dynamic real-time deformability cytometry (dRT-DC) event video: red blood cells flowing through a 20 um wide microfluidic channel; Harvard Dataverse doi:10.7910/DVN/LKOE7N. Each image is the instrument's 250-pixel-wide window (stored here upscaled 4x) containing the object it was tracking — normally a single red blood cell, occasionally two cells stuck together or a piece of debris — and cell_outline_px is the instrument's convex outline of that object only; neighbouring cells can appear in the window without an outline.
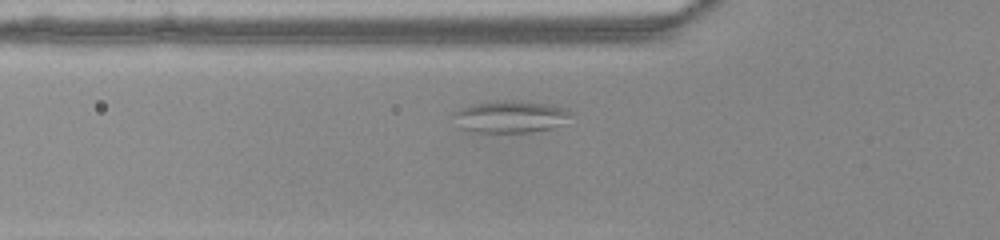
{"species": "common noctule bat (a hibernating species)", "species_latin": "Nyctalus noctula", "temperature_condition": "warm", "stored_images_in_passage": 37, "camera_frame_rate_fps": 3000, "um_per_image_px": 0.085, "animal": {"sex": "female", "body_mass_g": 22.0, "forearm_length_mm": 56.7}, "frame": {"image": 1, "passage_image": 6, "time_ms": 1.667, "image_size_px": [1000, 240], "cell_outline_px": [[572, 112], [564, 124], [552, 128], [528, 132], [476, 132], [460, 128], [448, 116], [452, 112], [460, 108], [472, 104], [508, 100], [520, 100], [552, 104], [564, 108]], "centroid_in_image_um": [43.33, 9.91], "position_along_channel_um": 82.5, "area_um2": 22.31}}
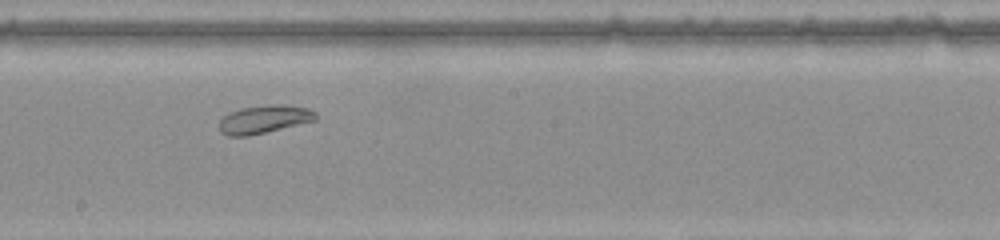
{"frame": {"image": 2, "passage_image": 17, "time_ms": 5.333, "image_size_px": [1000, 240], "cell_outline_px": [[316, 120], [248, 136], [228, 136], [220, 132], [220, 120], [228, 112], [240, 108], [268, 104], [284, 104], [308, 108], [316, 112]], "centroid_in_image_um": [22.43, 10.12], "position_along_channel_um": 225.8, "area_um2": 15.84}}
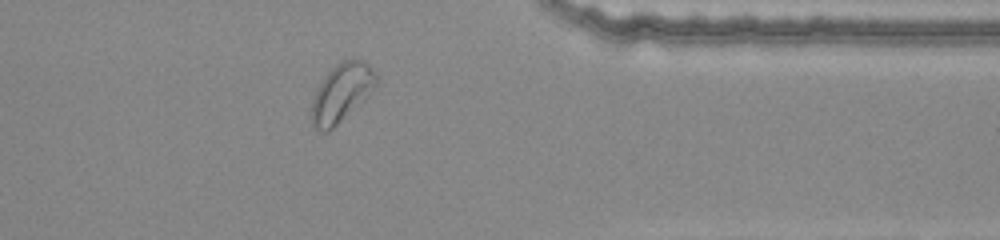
{"frame": {"image": 3, "passage_image": 30, "time_ms": 9.667, "image_size_px": [1000, 240], "cell_outline_px": [[376, 84], [328, 132], [320, 132], [312, 128], [312, 100], [316, 88], [328, 72], [336, 64], [344, 60], [364, 60], [376, 72]], "centroid_in_image_um": [28.96, 7.87], "position_along_channel_um": 382.4, "area_um2": 21.04}}